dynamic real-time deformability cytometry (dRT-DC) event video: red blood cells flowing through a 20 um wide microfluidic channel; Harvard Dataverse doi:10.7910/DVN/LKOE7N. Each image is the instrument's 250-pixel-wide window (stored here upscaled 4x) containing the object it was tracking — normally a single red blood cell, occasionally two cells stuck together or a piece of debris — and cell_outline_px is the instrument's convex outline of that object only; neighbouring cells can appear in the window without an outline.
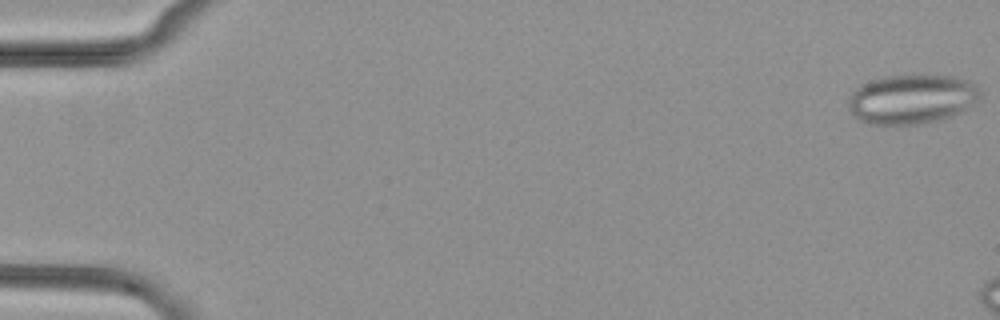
{"species": "common noctule bat (a hibernating species)", "species_latin": "Nyctalus noctula", "temperature_condition": "cold", "stored_images_in_passage": 8, "camera_frame_rate_fps": 3000, "um_per_image_px": 0.085, "animal": {"sex": "female", "body_mass_g": 29.2, "forearm_length_mm": 56.3}, "frame": {"image": 1, "passage_image": 1, "time_ms": 0.0, "image_size_px": [1000, 320], "cell_outline_px": [[980, 100], [960, 112], [952, 116], [940, 120], [924, 124], [872, 124], [860, 120], [848, 108], [848, 96], [860, 84], [884, 76], [952, 76], [972, 80], [976, 84], [980, 92]], "centroid_in_image_um": [77.52, 8.42], "position_along_channel_um": 7.5, "area_um2": 38.09}}